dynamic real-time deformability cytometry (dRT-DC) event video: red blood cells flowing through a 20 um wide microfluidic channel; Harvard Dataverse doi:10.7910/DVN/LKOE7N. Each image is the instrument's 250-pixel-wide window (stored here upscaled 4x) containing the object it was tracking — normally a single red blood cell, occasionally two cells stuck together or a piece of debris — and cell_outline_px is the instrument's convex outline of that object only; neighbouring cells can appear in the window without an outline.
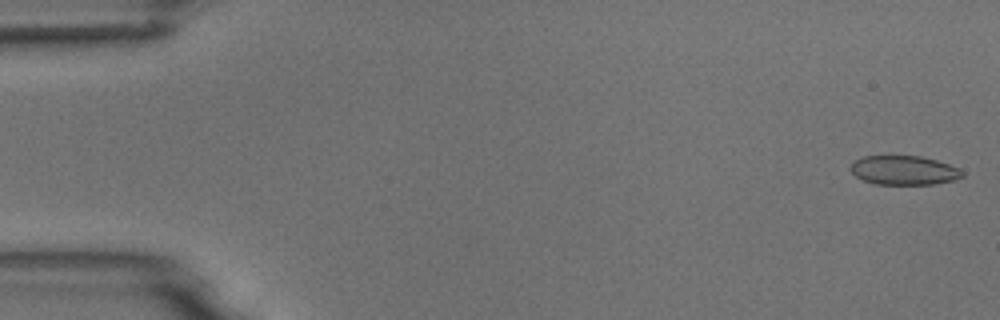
{"species": "common noctule bat (a hibernating species)", "species_latin": "Nyctalus noctula", "temperature_condition": "room temperature", "stored_images_in_passage": 13, "camera_frame_rate_fps": 3000, "um_per_image_px": 0.085, "animal": {"sex": "male", "body_mass_g": 18.8}, "frame": {"image": 1, "passage_image": 1, "time_ms": 0.0, "image_size_px": [1000, 320], "cell_outline_px": [[964, 176], [956, 180], [932, 184], [876, 184], [864, 180], [856, 176], [852, 172], [852, 164], [856, 160], [864, 156], [920, 156], [936, 160], [960, 168], [964, 172]], "centroid_in_image_um": [76.9, 14.48], "position_along_channel_um": 8.1, "area_um2": 18.84}}